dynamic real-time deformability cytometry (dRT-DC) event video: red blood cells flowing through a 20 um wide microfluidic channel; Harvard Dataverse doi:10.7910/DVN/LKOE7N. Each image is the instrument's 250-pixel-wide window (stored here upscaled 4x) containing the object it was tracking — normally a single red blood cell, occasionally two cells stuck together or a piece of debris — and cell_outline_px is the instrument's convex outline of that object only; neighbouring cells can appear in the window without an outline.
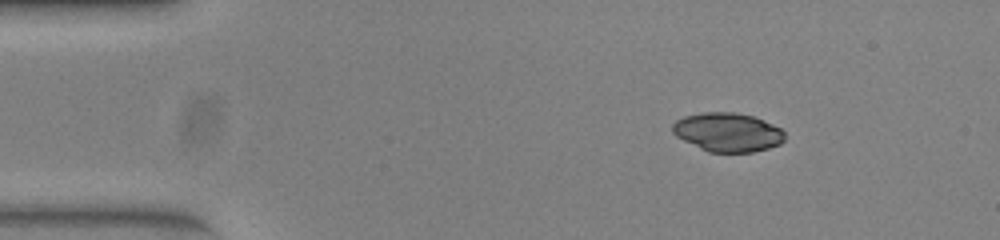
{"species": "common noctule bat (a hibernating species)", "species_latin": "Nyctalus noctula", "temperature_condition": "warm", "stored_images_in_passage": 45, "camera_frame_rate_fps": 3000, "um_per_image_px": 0.085, "animal": {"sex": "female", "body_mass_g": 23.0, "forearm_length_mm": 53.4}, "frame": {"image": 1, "passage_image": 1, "time_ms": 0.0, "image_size_px": [1000, 240], "cell_outline_px": [[784, 140], [780, 144], [768, 148], [752, 152], [708, 152], [676, 136], [672, 132], [672, 124], [676, 120], [684, 116], [704, 112], [736, 112], [752, 116], [764, 120], [780, 128], [784, 132]], "centroid_in_image_um": [61.84, 11.23], "position_along_channel_um": 23.2, "area_um2": 25.37}}
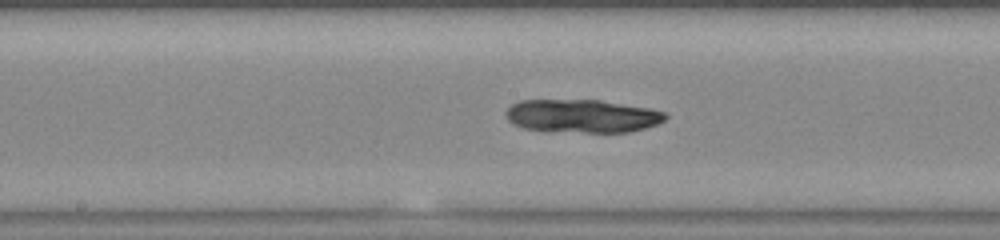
{"frame": {"image": 2, "passage_image": 20, "time_ms": 6.333, "image_size_px": [1000, 240], "cell_outline_px": [[668, 116], [664, 120], [656, 124], [644, 128], [628, 132], [548, 132], [524, 128], [512, 124], [508, 120], [504, 112], [512, 104], [520, 100], [600, 100], [652, 108], [664, 112]], "centroid_in_image_um": [49.45, 9.86], "position_along_channel_um": 198.7, "area_um2": 31.21}}
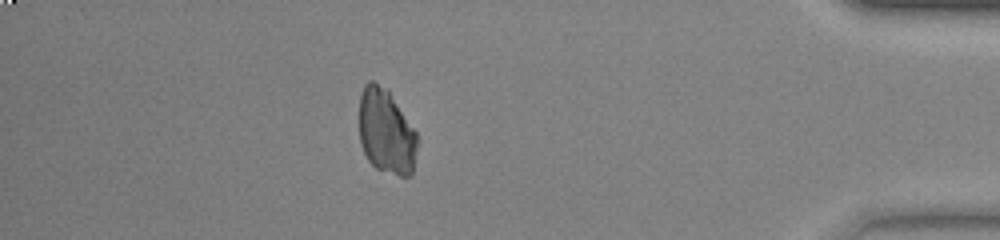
{"frame": {"image": 3, "passage_image": 39, "time_ms": 12.667, "image_size_px": [1000, 240], "cell_outline_px": [[416, 148], [412, 176], [400, 176], [376, 168], [368, 160], [360, 144], [360, 96], [364, 84], [368, 80], [372, 80], [388, 88], [416, 132]], "centroid_in_image_um": [32.81, 11.16], "position_along_channel_um": 402.4, "area_um2": 28.78}}